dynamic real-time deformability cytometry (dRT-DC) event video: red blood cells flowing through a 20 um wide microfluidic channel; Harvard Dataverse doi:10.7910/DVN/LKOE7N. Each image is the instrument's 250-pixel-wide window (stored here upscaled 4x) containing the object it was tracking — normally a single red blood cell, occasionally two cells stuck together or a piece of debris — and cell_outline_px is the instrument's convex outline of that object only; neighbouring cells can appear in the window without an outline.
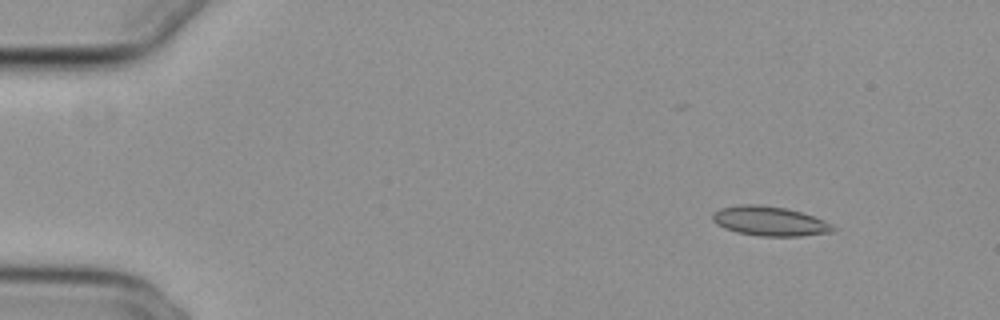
{"species": "common noctule bat (a hibernating species)", "species_latin": "Nyctalus noctula", "temperature_condition": "cold", "stored_images_in_passage": 28, "camera_frame_rate_fps": 3000, "um_per_image_px": 0.085, "animal": {"sex": "female", "body_mass_g": 29.2, "forearm_length_mm": 56.3}, "frame": {"image": 1, "passage_image": 2, "time_ms": 0.333, "image_size_px": [1000, 320], "cell_outline_px": [[836, 228], [832, 232], [800, 236], [760, 236], [736, 232], [724, 228], [716, 224], [712, 220], [712, 212], [720, 208], [744, 204], [760, 204], [788, 208], [824, 220], [832, 224]], "centroid_in_image_um": [65.4, 18.79], "position_along_channel_um": 19.6, "area_um2": 20.81}}
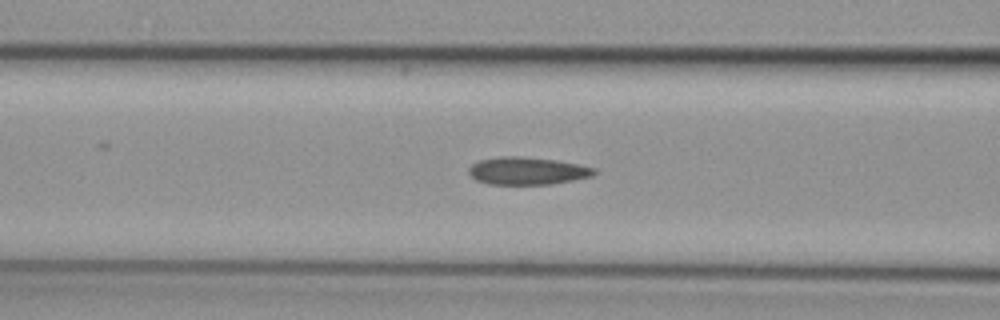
{"frame": {"image": 2, "passage_image": 18, "time_ms": 5.667, "image_size_px": [1000, 320], "cell_outline_px": [[596, 172], [592, 176], [552, 184], [488, 184], [476, 180], [468, 172], [468, 168], [472, 164], [480, 160], [500, 156], [520, 156], [556, 160], [580, 164], [596, 168]], "centroid_in_image_um": [44.82, 14.52], "position_along_channel_um": 121.8, "area_um2": 20.17}}
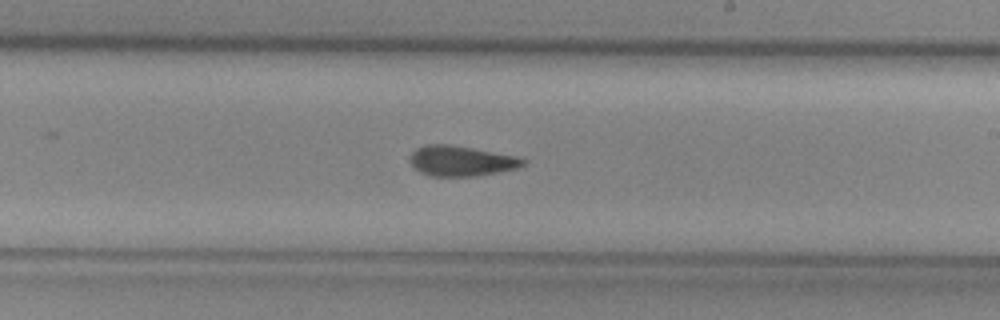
{"frame": {"image": 3, "passage_image": 28, "time_ms": 9.0, "image_size_px": [1000, 320], "cell_outline_px": [[528, 160], [524, 164], [516, 168], [476, 176], [428, 176], [420, 172], [408, 160], [408, 156], [416, 148], [424, 144], [448, 144], [520, 156]], "centroid_in_image_um": [39.18, 13.67], "position_along_channel_um": 249.8, "area_um2": 20.11}}